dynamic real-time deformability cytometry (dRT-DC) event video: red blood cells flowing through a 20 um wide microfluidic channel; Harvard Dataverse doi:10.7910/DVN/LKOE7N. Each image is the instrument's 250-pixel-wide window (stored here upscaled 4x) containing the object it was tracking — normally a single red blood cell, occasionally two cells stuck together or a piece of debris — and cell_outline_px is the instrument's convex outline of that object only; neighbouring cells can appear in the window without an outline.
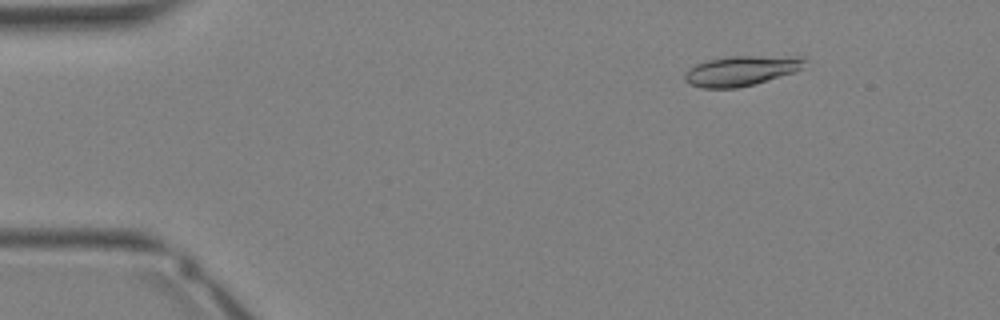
{"species": "Egyptian fruit bat (a non-hibernating species)", "species_latin": "Rousettus aegyptiacus", "temperature_condition": "warm", "stored_images_in_passage": 30, "camera_frame_rate_fps": 3000, "um_per_image_px": 0.085, "animal": {"sex": "female"}, "frame": {"image": 1, "passage_image": 1, "time_ms": 0.0, "image_size_px": [1000, 320], "cell_outline_px": [[808, 60], [796, 72], [756, 84], [736, 88], [700, 88], [684, 80], [684, 76], [688, 68], [696, 64], [708, 60], [732, 56], [804, 56]], "centroid_in_image_um": [63.04, 6.01], "position_along_channel_um": 22.0, "area_um2": 21.15}}
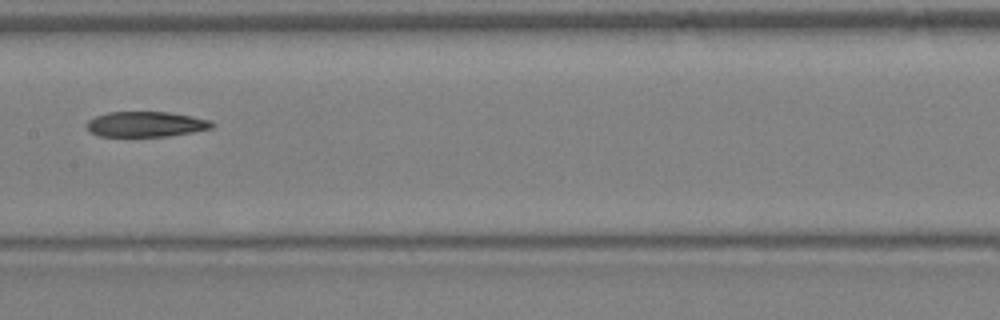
{"frame": {"image": 2, "passage_image": 14, "time_ms": 4.333, "image_size_px": [1000, 320], "cell_outline_px": [[216, 124], [212, 128], [192, 132], [168, 136], [100, 136], [88, 132], [84, 124], [88, 120], [96, 116], [108, 112], [168, 112], [192, 116], [212, 120]], "centroid_in_image_um": [12.38, 10.56], "position_along_channel_um": 195.0, "area_um2": 18.67}}
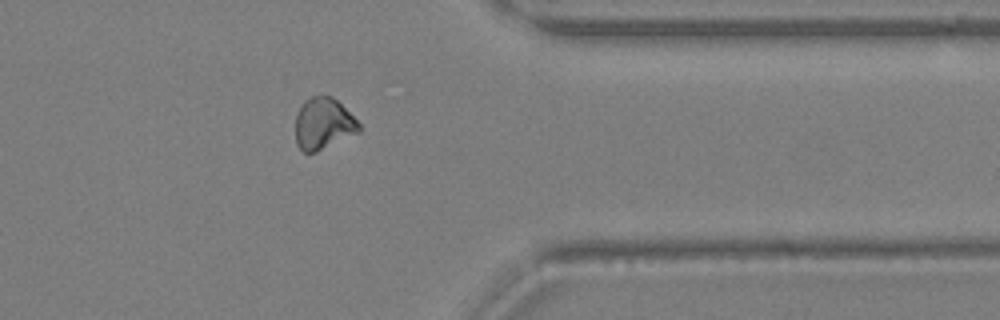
{"frame": {"image": 3, "passage_image": 24, "time_ms": 7.667, "image_size_px": [1000, 320], "cell_outline_px": [[360, 132], [316, 152], [304, 152], [296, 144], [296, 116], [304, 100], [312, 96], [332, 96], [360, 124]], "centroid_in_image_um": [27.47, 10.53], "position_along_channel_um": 383.9, "area_um2": 18.84}}